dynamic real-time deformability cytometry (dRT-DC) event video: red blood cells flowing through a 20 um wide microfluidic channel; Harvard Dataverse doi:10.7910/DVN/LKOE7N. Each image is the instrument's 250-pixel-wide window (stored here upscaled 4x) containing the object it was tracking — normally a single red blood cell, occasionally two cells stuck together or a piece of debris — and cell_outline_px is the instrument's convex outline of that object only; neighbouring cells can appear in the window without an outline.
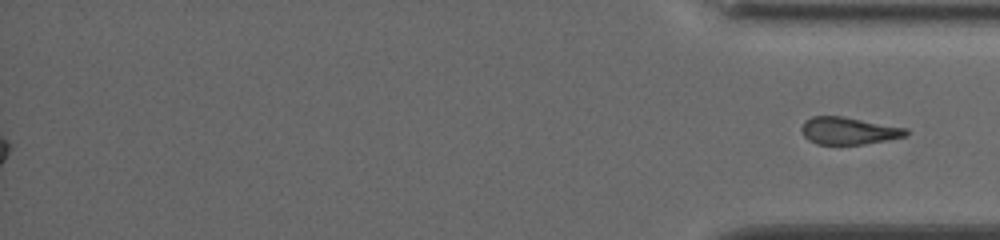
{"species": "common noctule bat (a hibernating species)", "species_latin": "Nyctalus noctula", "temperature_condition": "cold", "stored_images_in_passage": 56, "segment_of_instrument_passage": [2, 2], "camera_frame_rate_fps": 3000, "um_per_image_px": 0.085, "animal": {"sex": "female", "body_mass_g": 19.5, "forearm_length_mm": 54.1}, "frame": {"image": 1, "passage_image": 56, "time_ms": 18.333, "image_size_px": [1000, 240], "cell_outline_px": [[908, 136], [864, 144], [816, 144], [808, 140], [804, 136], [800, 128], [804, 120], [812, 116], [844, 116], [908, 128]], "centroid_in_image_um": [72.13, 11.11], "position_along_channel_um": 363.1, "area_um2": 16.82}}